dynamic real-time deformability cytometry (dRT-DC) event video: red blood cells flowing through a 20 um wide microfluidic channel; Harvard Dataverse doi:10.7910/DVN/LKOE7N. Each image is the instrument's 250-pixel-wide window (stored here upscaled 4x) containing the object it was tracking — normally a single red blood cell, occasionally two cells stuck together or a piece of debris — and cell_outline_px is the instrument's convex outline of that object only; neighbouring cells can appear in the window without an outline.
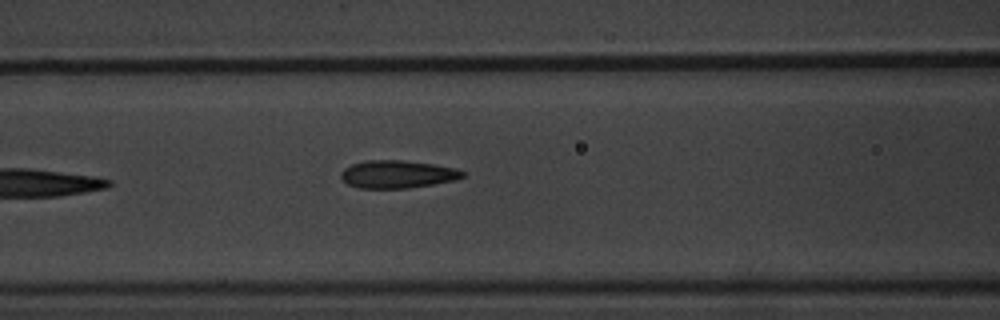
{"species": "common noctule bat (a hibernating species)", "species_latin": "Nyctalus noctula", "temperature_condition": "warm", "stored_images_in_passage": 8, "camera_frame_rate_fps": 3000, "um_per_image_px": 0.085, "animal": {"sex": "male", "body_mass_g": 20.1, "forearm_length_mm": 53.5}, "frame": {"image": 1, "passage_image": 8, "time_ms": 8.333, "image_size_px": [1000, 320], "cell_outline_px": [[468, 172], [464, 176], [456, 180], [408, 188], [360, 188], [348, 184], [340, 176], [340, 172], [344, 168], [352, 164], [364, 160], [404, 160], [436, 164], [456, 168]], "centroid_in_image_um": [33.82, 14.8], "position_along_channel_um": 132.8, "area_um2": 19.88}}